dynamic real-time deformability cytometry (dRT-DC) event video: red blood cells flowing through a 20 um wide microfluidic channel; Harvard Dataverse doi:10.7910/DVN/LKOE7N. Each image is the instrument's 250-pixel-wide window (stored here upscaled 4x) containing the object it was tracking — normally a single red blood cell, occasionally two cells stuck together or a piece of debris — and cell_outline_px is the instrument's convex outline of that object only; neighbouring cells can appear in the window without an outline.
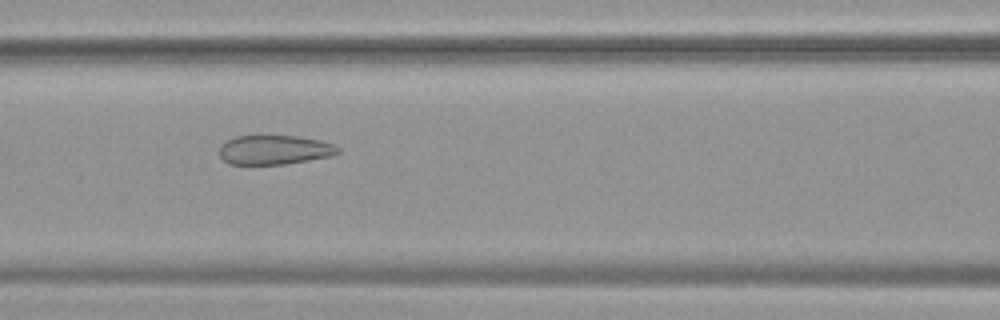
{"species": "common noctule bat (a hibernating species)", "species_latin": "Nyctalus noctula", "temperature_condition": "warm", "stored_images_in_passage": 54, "camera_frame_rate_fps": 3000, "um_per_image_px": 0.085, "animal": {"sex": "female", "body_mass_g": 19.9}, "frame": {"image": 1, "passage_image": 24, "time_ms": 7.667, "image_size_px": [1000, 320], "cell_outline_px": [[340, 152], [332, 156], [284, 164], [228, 164], [220, 156], [220, 144], [236, 136], [296, 136], [320, 140], [332, 144], [340, 148]], "centroid_in_image_um": [23.33, 12.74], "position_along_channel_um": 143.3, "area_um2": 20.17}}
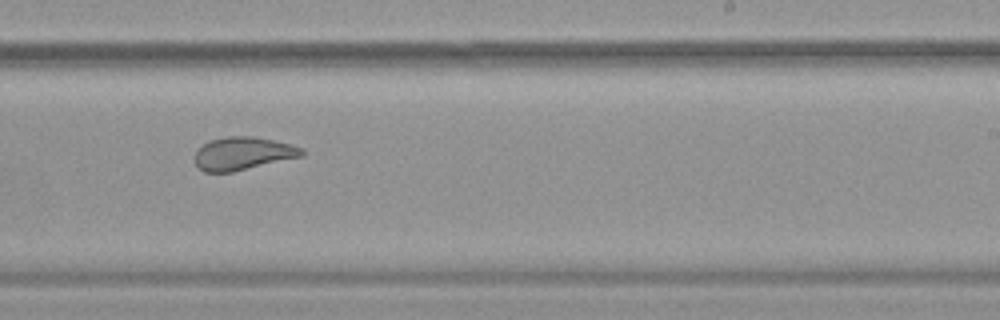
{"frame": {"image": 2, "passage_image": 34, "time_ms": 11.0, "image_size_px": [1000, 320], "cell_outline_px": [[304, 156], [232, 172], [204, 172], [196, 168], [196, 152], [208, 140], [228, 136], [252, 136], [276, 140], [304, 148]], "centroid_in_image_um": [20.67, 13.04], "position_along_channel_um": 268.3, "area_um2": 20.69}}
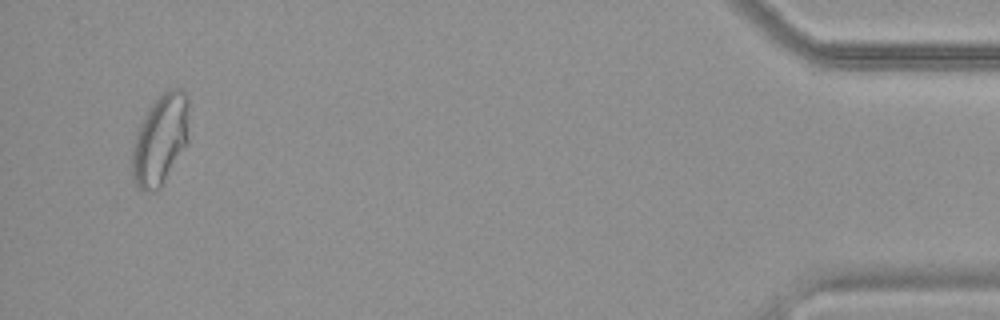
{"frame": {"image": 3, "passage_image": 52, "time_ms": 17.0, "image_size_px": [1000, 320], "cell_outline_px": [[188, 144], [160, 188], [156, 192], [140, 192], [132, 180], [132, 144], [136, 132], [148, 108], [164, 92], [172, 88], [180, 88], [188, 96]], "centroid_in_image_um": [13.62, 11.92], "position_along_channel_um": 421.6, "area_um2": 30.46}, "authors_computed_cell_mechanics": {"area_um2": 26.7325, "velocity_mm_per_s": 3.7809, "shape_relaxation_time_tau1_ms": null, "shape_relaxation_time_tau2_ms": 1.1965, "deformation_change_tau1": null, "deformation_change_tau2": 0.0677}}